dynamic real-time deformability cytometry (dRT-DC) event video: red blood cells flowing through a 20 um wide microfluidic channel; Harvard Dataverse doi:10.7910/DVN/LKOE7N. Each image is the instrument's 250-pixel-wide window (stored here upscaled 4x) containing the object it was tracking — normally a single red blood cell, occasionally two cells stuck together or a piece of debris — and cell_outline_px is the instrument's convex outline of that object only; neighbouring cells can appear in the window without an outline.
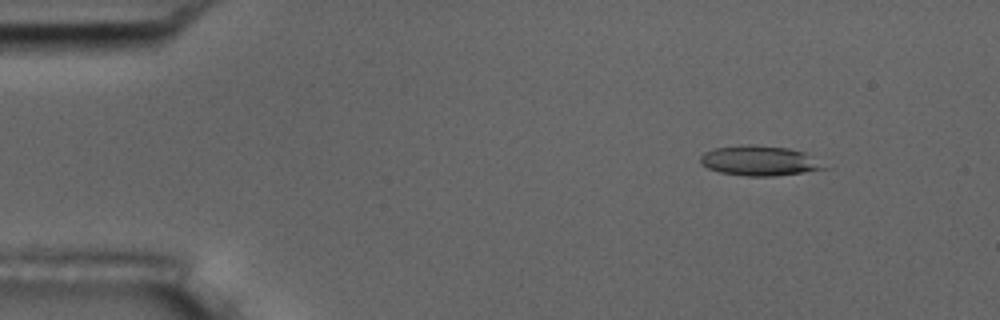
{"species": "common noctule bat (a hibernating species)", "species_latin": "Nyctalus noctula", "temperature_condition": "room temperature", "stored_images_in_passage": 4, "camera_frame_rate_fps": 3000, "um_per_image_px": 0.085, "animal": {"sex": "male", "body_mass_g": 17.5, "forearm_length_mm": 52.3}, "frame": {"image": 1, "passage_image": 2, "time_ms": 1.333, "image_size_px": [1000, 320], "cell_outline_px": [[832, 168], [776, 176], [744, 176], [720, 172], [708, 168], [700, 164], [700, 156], [704, 152], [712, 148], [748, 144], [752, 144], [788, 148], [804, 152]], "centroid_in_image_um": [64.56, 13.66], "position_along_channel_um": 20.4, "area_um2": 21.85}}
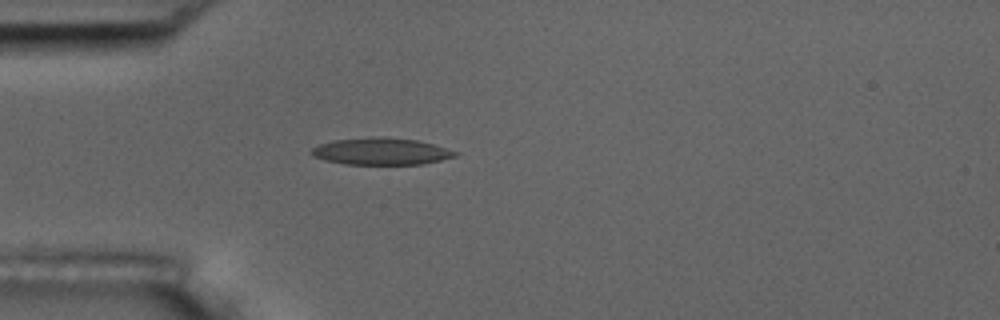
{"frame": {"image": 2, "passage_image": 4, "time_ms": 4.333, "image_size_px": [1000, 320], "cell_outline_px": [[456, 156], [440, 160], [420, 164], [344, 164], [324, 160], [312, 156], [312, 148], [320, 144], [332, 140], [380, 136], [416, 140], [432, 144], [456, 152]], "centroid_in_image_um": [32.33, 12.86], "position_along_channel_um": 52.7, "area_um2": 22.25}}